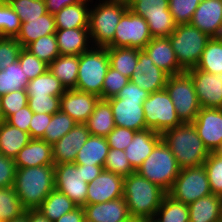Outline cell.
<instances>
[{
    "mask_svg": "<svg viewBox=\"0 0 222 222\" xmlns=\"http://www.w3.org/2000/svg\"><path fill=\"white\" fill-rule=\"evenodd\" d=\"M166 194L160 186L137 172L124 177L123 198L131 219L143 221L154 217Z\"/></svg>",
    "mask_w": 222,
    "mask_h": 222,
    "instance_id": "cell-1",
    "label": "cell"
},
{
    "mask_svg": "<svg viewBox=\"0 0 222 222\" xmlns=\"http://www.w3.org/2000/svg\"><path fill=\"white\" fill-rule=\"evenodd\" d=\"M54 188V165L16 169L13 189L26 210L37 209Z\"/></svg>",
    "mask_w": 222,
    "mask_h": 222,
    "instance_id": "cell-2",
    "label": "cell"
},
{
    "mask_svg": "<svg viewBox=\"0 0 222 222\" xmlns=\"http://www.w3.org/2000/svg\"><path fill=\"white\" fill-rule=\"evenodd\" d=\"M161 136L180 169L203 165L210 154L192 123H182Z\"/></svg>",
    "mask_w": 222,
    "mask_h": 222,
    "instance_id": "cell-3",
    "label": "cell"
},
{
    "mask_svg": "<svg viewBox=\"0 0 222 222\" xmlns=\"http://www.w3.org/2000/svg\"><path fill=\"white\" fill-rule=\"evenodd\" d=\"M127 10V1H91L89 10V35L92 46L107 47L113 41L116 27Z\"/></svg>",
    "mask_w": 222,
    "mask_h": 222,
    "instance_id": "cell-4",
    "label": "cell"
},
{
    "mask_svg": "<svg viewBox=\"0 0 222 222\" xmlns=\"http://www.w3.org/2000/svg\"><path fill=\"white\" fill-rule=\"evenodd\" d=\"M150 93L129 81L115 97L107 99L111 105L115 126L141 131L146 129L143 103Z\"/></svg>",
    "mask_w": 222,
    "mask_h": 222,
    "instance_id": "cell-5",
    "label": "cell"
},
{
    "mask_svg": "<svg viewBox=\"0 0 222 222\" xmlns=\"http://www.w3.org/2000/svg\"><path fill=\"white\" fill-rule=\"evenodd\" d=\"M110 67L107 47L92 46L79 55L76 90L92 93L102 99V86Z\"/></svg>",
    "mask_w": 222,
    "mask_h": 222,
    "instance_id": "cell-6",
    "label": "cell"
},
{
    "mask_svg": "<svg viewBox=\"0 0 222 222\" xmlns=\"http://www.w3.org/2000/svg\"><path fill=\"white\" fill-rule=\"evenodd\" d=\"M136 172L168 192L179 175L180 168L169 147L161 140Z\"/></svg>",
    "mask_w": 222,
    "mask_h": 222,
    "instance_id": "cell-7",
    "label": "cell"
},
{
    "mask_svg": "<svg viewBox=\"0 0 222 222\" xmlns=\"http://www.w3.org/2000/svg\"><path fill=\"white\" fill-rule=\"evenodd\" d=\"M168 38L179 65L187 71L197 66L211 37L191 24H178Z\"/></svg>",
    "mask_w": 222,
    "mask_h": 222,
    "instance_id": "cell-8",
    "label": "cell"
},
{
    "mask_svg": "<svg viewBox=\"0 0 222 222\" xmlns=\"http://www.w3.org/2000/svg\"><path fill=\"white\" fill-rule=\"evenodd\" d=\"M182 123H192L201 109L192 78L186 73L169 76L165 86Z\"/></svg>",
    "mask_w": 222,
    "mask_h": 222,
    "instance_id": "cell-9",
    "label": "cell"
},
{
    "mask_svg": "<svg viewBox=\"0 0 222 222\" xmlns=\"http://www.w3.org/2000/svg\"><path fill=\"white\" fill-rule=\"evenodd\" d=\"M169 0H127L128 9L142 16L149 26L153 38L169 37L176 29L168 8Z\"/></svg>",
    "mask_w": 222,
    "mask_h": 222,
    "instance_id": "cell-10",
    "label": "cell"
},
{
    "mask_svg": "<svg viewBox=\"0 0 222 222\" xmlns=\"http://www.w3.org/2000/svg\"><path fill=\"white\" fill-rule=\"evenodd\" d=\"M146 129L162 134L182 124L166 89L150 93L143 103Z\"/></svg>",
    "mask_w": 222,
    "mask_h": 222,
    "instance_id": "cell-11",
    "label": "cell"
},
{
    "mask_svg": "<svg viewBox=\"0 0 222 222\" xmlns=\"http://www.w3.org/2000/svg\"><path fill=\"white\" fill-rule=\"evenodd\" d=\"M167 194L187 205L212 194L204 165L180 169Z\"/></svg>",
    "mask_w": 222,
    "mask_h": 222,
    "instance_id": "cell-12",
    "label": "cell"
},
{
    "mask_svg": "<svg viewBox=\"0 0 222 222\" xmlns=\"http://www.w3.org/2000/svg\"><path fill=\"white\" fill-rule=\"evenodd\" d=\"M146 20L127 10L119 21L113 41L107 47L143 49L152 39Z\"/></svg>",
    "mask_w": 222,
    "mask_h": 222,
    "instance_id": "cell-13",
    "label": "cell"
},
{
    "mask_svg": "<svg viewBox=\"0 0 222 222\" xmlns=\"http://www.w3.org/2000/svg\"><path fill=\"white\" fill-rule=\"evenodd\" d=\"M83 178L81 164L54 165L55 189L64 193L78 207H84L87 200L88 183Z\"/></svg>",
    "mask_w": 222,
    "mask_h": 222,
    "instance_id": "cell-14",
    "label": "cell"
},
{
    "mask_svg": "<svg viewBox=\"0 0 222 222\" xmlns=\"http://www.w3.org/2000/svg\"><path fill=\"white\" fill-rule=\"evenodd\" d=\"M185 72L192 78L201 107L222 108V72L210 74L196 68Z\"/></svg>",
    "mask_w": 222,
    "mask_h": 222,
    "instance_id": "cell-15",
    "label": "cell"
},
{
    "mask_svg": "<svg viewBox=\"0 0 222 222\" xmlns=\"http://www.w3.org/2000/svg\"><path fill=\"white\" fill-rule=\"evenodd\" d=\"M209 152H215L222 144V108L201 107L192 122Z\"/></svg>",
    "mask_w": 222,
    "mask_h": 222,
    "instance_id": "cell-16",
    "label": "cell"
},
{
    "mask_svg": "<svg viewBox=\"0 0 222 222\" xmlns=\"http://www.w3.org/2000/svg\"><path fill=\"white\" fill-rule=\"evenodd\" d=\"M169 75L157 67L143 49H138V62L130 81L149 93L165 89Z\"/></svg>",
    "mask_w": 222,
    "mask_h": 222,
    "instance_id": "cell-17",
    "label": "cell"
},
{
    "mask_svg": "<svg viewBox=\"0 0 222 222\" xmlns=\"http://www.w3.org/2000/svg\"><path fill=\"white\" fill-rule=\"evenodd\" d=\"M124 177L104 170L88 183L86 204L103 203L123 197Z\"/></svg>",
    "mask_w": 222,
    "mask_h": 222,
    "instance_id": "cell-18",
    "label": "cell"
},
{
    "mask_svg": "<svg viewBox=\"0 0 222 222\" xmlns=\"http://www.w3.org/2000/svg\"><path fill=\"white\" fill-rule=\"evenodd\" d=\"M90 132L85 124L77 123L67 134L52 145L54 165L74 163Z\"/></svg>",
    "mask_w": 222,
    "mask_h": 222,
    "instance_id": "cell-19",
    "label": "cell"
},
{
    "mask_svg": "<svg viewBox=\"0 0 222 222\" xmlns=\"http://www.w3.org/2000/svg\"><path fill=\"white\" fill-rule=\"evenodd\" d=\"M100 97L76 89H66L60 98V110L77 123L84 124L93 113Z\"/></svg>",
    "mask_w": 222,
    "mask_h": 222,
    "instance_id": "cell-20",
    "label": "cell"
},
{
    "mask_svg": "<svg viewBox=\"0 0 222 222\" xmlns=\"http://www.w3.org/2000/svg\"><path fill=\"white\" fill-rule=\"evenodd\" d=\"M190 24L212 37L222 34V0H202Z\"/></svg>",
    "mask_w": 222,
    "mask_h": 222,
    "instance_id": "cell-21",
    "label": "cell"
},
{
    "mask_svg": "<svg viewBox=\"0 0 222 222\" xmlns=\"http://www.w3.org/2000/svg\"><path fill=\"white\" fill-rule=\"evenodd\" d=\"M153 63L169 76L179 75L185 70L179 65L168 37L152 38L143 48Z\"/></svg>",
    "mask_w": 222,
    "mask_h": 222,
    "instance_id": "cell-22",
    "label": "cell"
},
{
    "mask_svg": "<svg viewBox=\"0 0 222 222\" xmlns=\"http://www.w3.org/2000/svg\"><path fill=\"white\" fill-rule=\"evenodd\" d=\"M83 208L87 222H128L131 219L123 197L103 203L86 204Z\"/></svg>",
    "mask_w": 222,
    "mask_h": 222,
    "instance_id": "cell-23",
    "label": "cell"
},
{
    "mask_svg": "<svg viewBox=\"0 0 222 222\" xmlns=\"http://www.w3.org/2000/svg\"><path fill=\"white\" fill-rule=\"evenodd\" d=\"M161 140V134L151 129L135 132L132 142L124 150L129 163L135 171L142 165V162L152 153L154 147Z\"/></svg>",
    "mask_w": 222,
    "mask_h": 222,
    "instance_id": "cell-24",
    "label": "cell"
},
{
    "mask_svg": "<svg viewBox=\"0 0 222 222\" xmlns=\"http://www.w3.org/2000/svg\"><path fill=\"white\" fill-rule=\"evenodd\" d=\"M16 168L54 165L52 145L42 139H31L14 158Z\"/></svg>",
    "mask_w": 222,
    "mask_h": 222,
    "instance_id": "cell-25",
    "label": "cell"
},
{
    "mask_svg": "<svg viewBox=\"0 0 222 222\" xmlns=\"http://www.w3.org/2000/svg\"><path fill=\"white\" fill-rule=\"evenodd\" d=\"M55 37L60 55H80L92 47L89 28L57 29Z\"/></svg>",
    "mask_w": 222,
    "mask_h": 222,
    "instance_id": "cell-26",
    "label": "cell"
},
{
    "mask_svg": "<svg viewBox=\"0 0 222 222\" xmlns=\"http://www.w3.org/2000/svg\"><path fill=\"white\" fill-rule=\"evenodd\" d=\"M56 23L54 15L47 12L46 14L28 19L22 23L20 31L16 36V40L26 48L30 43L45 35L55 34Z\"/></svg>",
    "mask_w": 222,
    "mask_h": 222,
    "instance_id": "cell-27",
    "label": "cell"
},
{
    "mask_svg": "<svg viewBox=\"0 0 222 222\" xmlns=\"http://www.w3.org/2000/svg\"><path fill=\"white\" fill-rule=\"evenodd\" d=\"M92 0H82L63 7L55 17L56 29L89 28V10Z\"/></svg>",
    "mask_w": 222,
    "mask_h": 222,
    "instance_id": "cell-28",
    "label": "cell"
},
{
    "mask_svg": "<svg viewBox=\"0 0 222 222\" xmlns=\"http://www.w3.org/2000/svg\"><path fill=\"white\" fill-rule=\"evenodd\" d=\"M222 197L214 194L202 197L188 205L189 222H219Z\"/></svg>",
    "mask_w": 222,
    "mask_h": 222,
    "instance_id": "cell-29",
    "label": "cell"
},
{
    "mask_svg": "<svg viewBox=\"0 0 222 222\" xmlns=\"http://www.w3.org/2000/svg\"><path fill=\"white\" fill-rule=\"evenodd\" d=\"M84 124L91 135L106 138L116 127L109 101L107 99H99L93 113Z\"/></svg>",
    "mask_w": 222,
    "mask_h": 222,
    "instance_id": "cell-30",
    "label": "cell"
},
{
    "mask_svg": "<svg viewBox=\"0 0 222 222\" xmlns=\"http://www.w3.org/2000/svg\"><path fill=\"white\" fill-rule=\"evenodd\" d=\"M30 140L28 132L21 131L5 120L0 122V153L5 157L14 159Z\"/></svg>",
    "mask_w": 222,
    "mask_h": 222,
    "instance_id": "cell-31",
    "label": "cell"
},
{
    "mask_svg": "<svg viewBox=\"0 0 222 222\" xmlns=\"http://www.w3.org/2000/svg\"><path fill=\"white\" fill-rule=\"evenodd\" d=\"M109 149L110 147L107 138L90 135L83 147L78 151L74 163L87 166L99 165L104 167Z\"/></svg>",
    "mask_w": 222,
    "mask_h": 222,
    "instance_id": "cell-32",
    "label": "cell"
},
{
    "mask_svg": "<svg viewBox=\"0 0 222 222\" xmlns=\"http://www.w3.org/2000/svg\"><path fill=\"white\" fill-rule=\"evenodd\" d=\"M79 55H59L48 69L65 89H75L78 77Z\"/></svg>",
    "mask_w": 222,
    "mask_h": 222,
    "instance_id": "cell-33",
    "label": "cell"
},
{
    "mask_svg": "<svg viewBox=\"0 0 222 222\" xmlns=\"http://www.w3.org/2000/svg\"><path fill=\"white\" fill-rule=\"evenodd\" d=\"M77 207L64 193L54 188L37 209L51 222H54Z\"/></svg>",
    "mask_w": 222,
    "mask_h": 222,
    "instance_id": "cell-34",
    "label": "cell"
},
{
    "mask_svg": "<svg viewBox=\"0 0 222 222\" xmlns=\"http://www.w3.org/2000/svg\"><path fill=\"white\" fill-rule=\"evenodd\" d=\"M110 67L131 78L138 62V49L130 47H107Z\"/></svg>",
    "mask_w": 222,
    "mask_h": 222,
    "instance_id": "cell-35",
    "label": "cell"
},
{
    "mask_svg": "<svg viewBox=\"0 0 222 222\" xmlns=\"http://www.w3.org/2000/svg\"><path fill=\"white\" fill-rule=\"evenodd\" d=\"M26 92L28 96H55L61 97L66 89L62 83L48 69L44 74L31 79L27 86Z\"/></svg>",
    "mask_w": 222,
    "mask_h": 222,
    "instance_id": "cell-36",
    "label": "cell"
},
{
    "mask_svg": "<svg viewBox=\"0 0 222 222\" xmlns=\"http://www.w3.org/2000/svg\"><path fill=\"white\" fill-rule=\"evenodd\" d=\"M154 218L158 222H189L188 205L166 194Z\"/></svg>",
    "mask_w": 222,
    "mask_h": 222,
    "instance_id": "cell-37",
    "label": "cell"
},
{
    "mask_svg": "<svg viewBox=\"0 0 222 222\" xmlns=\"http://www.w3.org/2000/svg\"><path fill=\"white\" fill-rule=\"evenodd\" d=\"M195 68L210 74L222 72V40L219 37L210 38Z\"/></svg>",
    "mask_w": 222,
    "mask_h": 222,
    "instance_id": "cell-38",
    "label": "cell"
},
{
    "mask_svg": "<svg viewBox=\"0 0 222 222\" xmlns=\"http://www.w3.org/2000/svg\"><path fill=\"white\" fill-rule=\"evenodd\" d=\"M29 81L19 61H15L0 71V96L12 91L24 90Z\"/></svg>",
    "mask_w": 222,
    "mask_h": 222,
    "instance_id": "cell-39",
    "label": "cell"
},
{
    "mask_svg": "<svg viewBox=\"0 0 222 222\" xmlns=\"http://www.w3.org/2000/svg\"><path fill=\"white\" fill-rule=\"evenodd\" d=\"M25 210L13 187H0V219L7 222L19 218Z\"/></svg>",
    "mask_w": 222,
    "mask_h": 222,
    "instance_id": "cell-40",
    "label": "cell"
},
{
    "mask_svg": "<svg viewBox=\"0 0 222 222\" xmlns=\"http://www.w3.org/2000/svg\"><path fill=\"white\" fill-rule=\"evenodd\" d=\"M76 124L77 122L73 118L60 110L52 115L42 140L53 145L67 134Z\"/></svg>",
    "mask_w": 222,
    "mask_h": 222,
    "instance_id": "cell-41",
    "label": "cell"
},
{
    "mask_svg": "<svg viewBox=\"0 0 222 222\" xmlns=\"http://www.w3.org/2000/svg\"><path fill=\"white\" fill-rule=\"evenodd\" d=\"M25 49L48 65L60 55L55 34L40 37Z\"/></svg>",
    "mask_w": 222,
    "mask_h": 222,
    "instance_id": "cell-42",
    "label": "cell"
},
{
    "mask_svg": "<svg viewBox=\"0 0 222 222\" xmlns=\"http://www.w3.org/2000/svg\"><path fill=\"white\" fill-rule=\"evenodd\" d=\"M8 4L18 14L22 23L47 13L45 0H8Z\"/></svg>",
    "mask_w": 222,
    "mask_h": 222,
    "instance_id": "cell-43",
    "label": "cell"
},
{
    "mask_svg": "<svg viewBox=\"0 0 222 222\" xmlns=\"http://www.w3.org/2000/svg\"><path fill=\"white\" fill-rule=\"evenodd\" d=\"M22 22L18 14L6 3H0V37L16 38Z\"/></svg>",
    "mask_w": 222,
    "mask_h": 222,
    "instance_id": "cell-44",
    "label": "cell"
},
{
    "mask_svg": "<svg viewBox=\"0 0 222 222\" xmlns=\"http://www.w3.org/2000/svg\"><path fill=\"white\" fill-rule=\"evenodd\" d=\"M203 165L212 194L222 197V157L210 152Z\"/></svg>",
    "mask_w": 222,
    "mask_h": 222,
    "instance_id": "cell-45",
    "label": "cell"
},
{
    "mask_svg": "<svg viewBox=\"0 0 222 222\" xmlns=\"http://www.w3.org/2000/svg\"><path fill=\"white\" fill-rule=\"evenodd\" d=\"M202 0H169L168 8L175 23L190 24L194 12Z\"/></svg>",
    "mask_w": 222,
    "mask_h": 222,
    "instance_id": "cell-46",
    "label": "cell"
},
{
    "mask_svg": "<svg viewBox=\"0 0 222 222\" xmlns=\"http://www.w3.org/2000/svg\"><path fill=\"white\" fill-rule=\"evenodd\" d=\"M104 170L126 177L136 172L126 157L124 150L109 149L104 163Z\"/></svg>",
    "mask_w": 222,
    "mask_h": 222,
    "instance_id": "cell-47",
    "label": "cell"
},
{
    "mask_svg": "<svg viewBox=\"0 0 222 222\" xmlns=\"http://www.w3.org/2000/svg\"><path fill=\"white\" fill-rule=\"evenodd\" d=\"M18 61L22 70L24 71V74L27 75L29 80L44 74L49 67L48 64L42 60H39L35 55L31 54L25 48L20 51Z\"/></svg>",
    "mask_w": 222,
    "mask_h": 222,
    "instance_id": "cell-48",
    "label": "cell"
},
{
    "mask_svg": "<svg viewBox=\"0 0 222 222\" xmlns=\"http://www.w3.org/2000/svg\"><path fill=\"white\" fill-rule=\"evenodd\" d=\"M1 110L3 120H6L13 113L27 106L28 95L26 89L12 91L1 96Z\"/></svg>",
    "mask_w": 222,
    "mask_h": 222,
    "instance_id": "cell-49",
    "label": "cell"
},
{
    "mask_svg": "<svg viewBox=\"0 0 222 222\" xmlns=\"http://www.w3.org/2000/svg\"><path fill=\"white\" fill-rule=\"evenodd\" d=\"M129 81L128 77L109 67L102 86V99L115 97Z\"/></svg>",
    "mask_w": 222,
    "mask_h": 222,
    "instance_id": "cell-50",
    "label": "cell"
},
{
    "mask_svg": "<svg viewBox=\"0 0 222 222\" xmlns=\"http://www.w3.org/2000/svg\"><path fill=\"white\" fill-rule=\"evenodd\" d=\"M22 49L15 38L0 37V71L17 61Z\"/></svg>",
    "mask_w": 222,
    "mask_h": 222,
    "instance_id": "cell-51",
    "label": "cell"
},
{
    "mask_svg": "<svg viewBox=\"0 0 222 222\" xmlns=\"http://www.w3.org/2000/svg\"><path fill=\"white\" fill-rule=\"evenodd\" d=\"M60 98L51 95L47 96H28V107L34 113L55 114L60 111Z\"/></svg>",
    "mask_w": 222,
    "mask_h": 222,
    "instance_id": "cell-52",
    "label": "cell"
},
{
    "mask_svg": "<svg viewBox=\"0 0 222 222\" xmlns=\"http://www.w3.org/2000/svg\"><path fill=\"white\" fill-rule=\"evenodd\" d=\"M136 131L116 126L108 135L107 141L111 149L125 150L132 142Z\"/></svg>",
    "mask_w": 222,
    "mask_h": 222,
    "instance_id": "cell-53",
    "label": "cell"
},
{
    "mask_svg": "<svg viewBox=\"0 0 222 222\" xmlns=\"http://www.w3.org/2000/svg\"><path fill=\"white\" fill-rule=\"evenodd\" d=\"M16 169L14 159L0 153V187H13Z\"/></svg>",
    "mask_w": 222,
    "mask_h": 222,
    "instance_id": "cell-54",
    "label": "cell"
},
{
    "mask_svg": "<svg viewBox=\"0 0 222 222\" xmlns=\"http://www.w3.org/2000/svg\"><path fill=\"white\" fill-rule=\"evenodd\" d=\"M52 115L47 113H33L29 126V135L31 139H42L46 127L51 121Z\"/></svg>",
    "mask_w": 222,
    "mask_h": 222,
    "instance_id": "cell-55",
    "label": "cell"
},
{
    "mask_svg": "<svg viewBox=\"0 0 222 222\" xmlns=\"http://www.w3.org/2000/svg\"><path fill=\"white\" fill-rule=\"evenodd\" d=\"M33 113L34 112L27 105L13 113L5 121L14 127H17L21 131L29 133V126Z\"/></svg>",
    "mask_w": 222,
    "mask_h": 222,
    "instance_id": "cell-56",
    "label": "cell"
},
{
    "mask_svg": "<svg viewBox=\"0 0 222 222\" xmlns=\"http://www.w3.org/2000/svg\"><path fill=\"white\" fill-rule=\"evenodd\" d=\"M82 0H45L47 12L52 15H55L63 7L74 5Z\"/></svg>",
    "mask_w": 222,
    "mask_h": 222,
    "instance_id": "cell-57",
    "label": "cell"
},
{
    "mask_svg": "<svg viewBox=\"0 0 222 222\" xmlns=\"http://www.w3.org/2000/svg\"><path fill=\"white\" fill-rule=\"evenodd\" d=\"M85 211L83 207H77L71 212L65 213L58 220L54 222H84Z\"/></svg>",
    "mask_w": 222,
    "mask_h": 222,
    "instance_id": "cell-58",
    "label": "cell"
},
{
    "mask_svg": "<svg viewBox=\"0 0 222 222\" xmlns=\"http://www.w3.org/2000/svg\"><path fill=\"white\" fill-rule=\"evenodd\" d=\"M104 167L99 165H82V175L85 182H92L100 173L103 171Z\"/></svg>",
    "mask_w": 222,
    "mask_h": 222,
    "instance_id": "cell-59",
    "label": "cell"
},
{
    "mask_svg": "<svg viewBox=\"0 0 222 222\" xmlns=\"http://www.w3.org/2000/svg\"><path fill=\"white\" fill-rule=\"evenodd\" d=\"M24 214L27 216L28 222H51L38 209H27Z\"/></svg>",
    "mask_w": 222,
    "mask_h": 222,
    "instance_id": "cell-60",
    "label": "cell"
},
{
    "mask_svg": "<svg viewBox=\"0 0 222 222\" xmlns=\"http://www.w3.org/2000/svg\"><path fill=\"white\" fill-rule=\"evenodd\" d=\"M7 222H28V218L25 214H23L21 217L7 221Z\"/></svg>",
    "mask_w": 222,
    "mask_h": 222,
    "instance_id": "cell-61",
    "label": "cell"
},
{
    "mask_svg": "<svg viewBox=\"0 0 222 222\" xmlns=\"http://www.w3.org/2000/svg\"><path fill=\"white\" fill-rule=\"evenodd\" d=\"M216 154H218L220 157H222V144L220 147L215 151Z\"/></svg>",
    "mask_w": 222,
    "mask_h": 222,
    "instance_id": "cell-62",
    "label": "cell"
},
{
    "mask_svg": "<svg viewBox=\"0 0 222 222\" xmlns=\"http://www.w3.org/2000/svg\"><path fill=\"white\" fill-rule=\"evenodd\" d=\"M143 222H158L154 217L143 220Z\"/></svg>",
    "mask_w": 222,
    "mask_h": 222,
    "instance_id": "cell-63",
    "label": "cell"
},
{
    "mask_svg": "<svg viewBox=\"0 0 222 222\" xmlns=\"http://www.w3.org/2000/svg\"><path fill=\"white\" fill-rule=\"evenodd\" d=\"M1 100V96H0ZM3 121V115H2V110H1V101H0V122Z\"/></svg>",
    "mask_w": 222,
    "mask_h": 222,
    "instance_id": "cell-64",
    "label": "cell"
},
{
    "mask_svg": "<svg viewBox=\"0 0 222 222\" xmlns=\"http://www.w3.org/2000/svg\"><path fill=\"white\" fill-rule=\"evenodd\" d=\"M128 222H143L142 220L130 219Z\"/></svg>",
    "mask_w": 222,
    "mask_h": 222,
    "instance_id": "cell-65",
    "label": "cell"
},
{
    "mask_svg": "<svg viewBox=\"0 0 222 222\" xmlns=\"http://www.w3.org/2000/svg\"><path fill=\"white\" fill-rule=\"evenodd\" d=\"M219 222H222V208H221V213H220V219Z\"/></svg>",
    "mask_w": 222,
    "mask_h": 222,
    "instance_id": "cell-66",
    "label": "cell"
},
{
    "mask_svg": "<svg viewBox=\"0 0 222 222\" xmlns=\"http://www.w3.org/2000/svg\"><path fill=\"white\" fill-rule=\"evenodd\" d=\"M8 0H0V3H6Z\"/></svg>",
    "mask_w": 222,
    "mask_h": 222,
    "instance_id": "cell-67",
    "label": "cell"
}]
</instances>
